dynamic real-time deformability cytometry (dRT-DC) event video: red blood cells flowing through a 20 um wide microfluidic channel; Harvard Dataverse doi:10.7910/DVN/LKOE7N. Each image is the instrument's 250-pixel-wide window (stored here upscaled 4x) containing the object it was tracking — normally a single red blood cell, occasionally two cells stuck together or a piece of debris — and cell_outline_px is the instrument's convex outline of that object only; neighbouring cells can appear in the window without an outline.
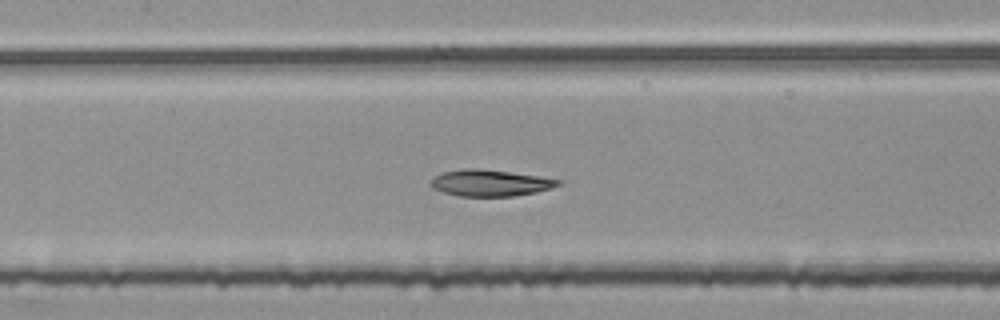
{"species": "common noctule bat (a hibernating species)", "species_latin": "Nyctalus noctula", "temperature_condition": "room temperature", "stored_images_in_passage": 52, "segment_of_instrument_passage": [2, 2], "camera_frame_rate_fps": 3000, "um_per_image_px": 0.085, "animal": {"sex": "female", "body_mass_g": 25.1}, "frame": {"image": 1, "passage_image": 25, "time_ms": 8.0, "image_size_px": [1000, 320], "cell_outline_px": [[564, 180], [560, 184], [552, 188], [536, 192], [512, 196], [460, 196], [444, 192], [432, 188], [428, 184], [436, 176], [444, 172], [464, 168], [476, 168], [540, 176]], "centroid_in_image_um": [41.68, 15.55], "position_along_channel_um": 165.7, "area_um2": 19.54}}
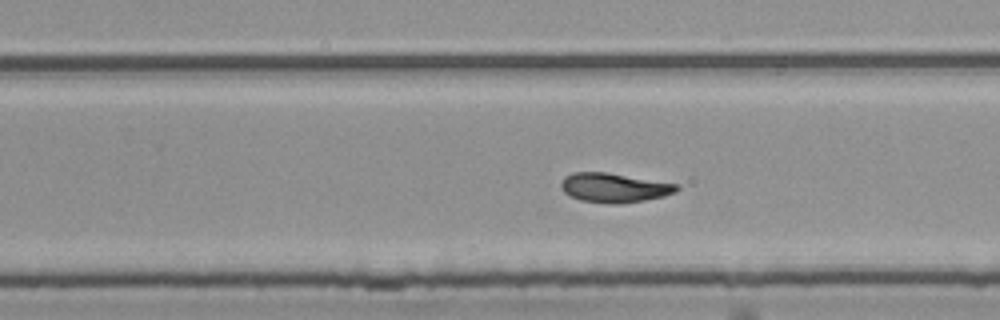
{"frame": {"image": 2, "passage_image": 34, "time_ms": 11.0, "image_size_px": [1000, 320], "cell_outline_px": [[680, 188], [676, 192], [664, 196], [644, 200], [620, 204], [612, 204], [580, 200], [564, 192], [560, 188], [560, 184], [564, 176], [572, 172], [604, 172], [680, 184]], "centroid_in_image_um": [52.21, 15.95], "position_along_channel_um": 277.6, "area_um2": 19.83}}
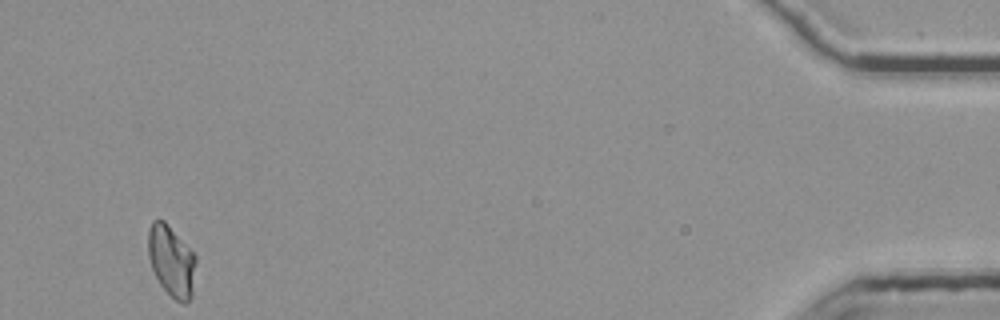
{"frame": {"image": 3, "passage_image": 52, "time_ms": 17.0, "image_size_px": [1000, 320], "cell_outline_px": [[196, 260], [192, 296], [184, 304], [176, 300], [160, 284], [152, 268], [148, 256], [148, 232], [152, 220], [164, 220], [196, 256]], "centroid_in_image_um": [14.57, 22.18], "position_along_channel_um": 420.6, "area_um2": 19.48}}